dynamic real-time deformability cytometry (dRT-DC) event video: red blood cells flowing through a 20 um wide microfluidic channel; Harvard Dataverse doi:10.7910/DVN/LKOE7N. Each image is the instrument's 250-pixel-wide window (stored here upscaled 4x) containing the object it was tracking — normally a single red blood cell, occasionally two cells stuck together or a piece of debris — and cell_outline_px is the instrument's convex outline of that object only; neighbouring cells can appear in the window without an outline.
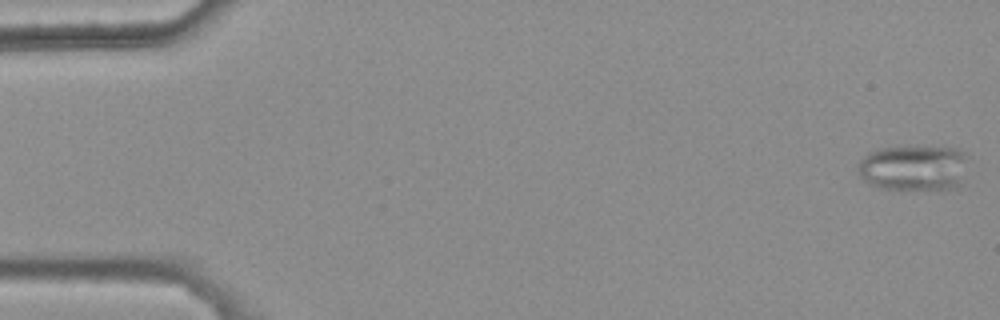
{"species": "common noctule bat (a hibernating species)", "species_latin": "Nyctalus noctula", "temperature_condition": "warm", "stored_images_in_passage": 47, "camera_frame_rate_fps": 3000, "um_per_image_px": 0.085, "animal": {"sex": "female", "body_mass_g": 25.1}, "frame": {"image": 1, "passage_image": 1, "time_ms": 0.0, "image_size_px": [1000, 320], "cell_outline_px": [[968, 156], [960, 184], [956, 188], [880, 188], [864, 180], [860, 176], [856, 168], [860, 160], [868, 152], [880, 148], [912, 144], [960, 148]], "centroid_in_image_um": [77.66, 14.19], "position_along_channel_um": 7.3, "area_um2": 29.88}}
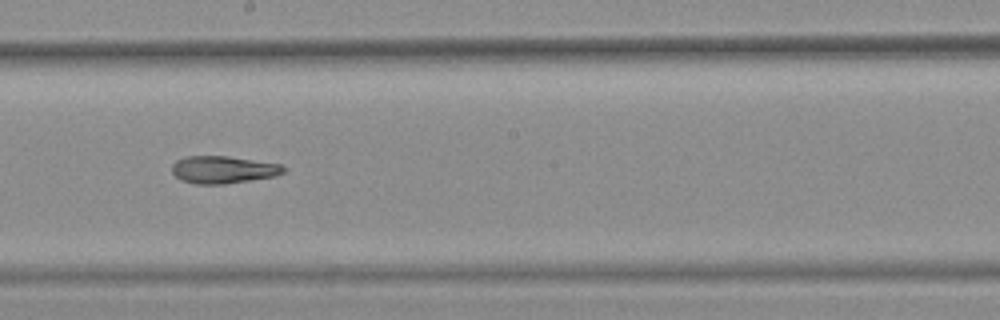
{"frame": {"image": 2, "passage_image": 30, "time_ms": 9.667, "image_size_px": [1000, 320], "cell_outline_px": [[288, 168], [284, 172], [276, 176], [224, 184], [196, 184], [180, 180], [172, 172], [172, 164], [176, 160], [188, 156], [228, 156], [280, 164]], "centroid_in_image_um": [18.97, 14.42], "position_along_channel_um": 229.2, "area_um2": 17.86}}
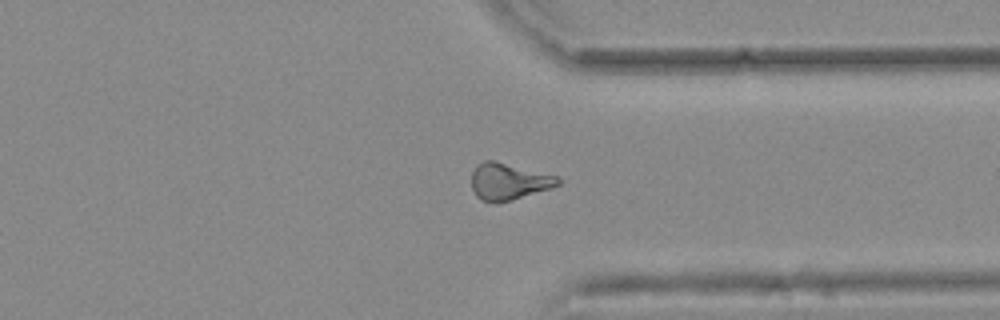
{"frame": {"image": 3, "passage_image": 41, "time_ms": 13.333, "image_size_px": [1000, 320], "cell_outline_px": [[560, 184], [552, 188], [508, 200], [480, 200], [476, 196], [472, 188], [472, 172], [476, 164], [484, 160], [496, 160], [556, 176], [560, 180]], "centroid_in_image_um": [43.21, 15.38], "position_along_channel_um": 368.2, "area_um2": 18.09}, "authors_computed_cell_mechanics": {"area_um2": 18.5538, "velocity_mm_per_s": 3.8018, "shape_relaxation_time_tau1_ms": null, "shape_relaxation_time_tau2_ms": 4.2121, "deformation_change_tau1": null, "deformation_change_tau2": 0.1353}}